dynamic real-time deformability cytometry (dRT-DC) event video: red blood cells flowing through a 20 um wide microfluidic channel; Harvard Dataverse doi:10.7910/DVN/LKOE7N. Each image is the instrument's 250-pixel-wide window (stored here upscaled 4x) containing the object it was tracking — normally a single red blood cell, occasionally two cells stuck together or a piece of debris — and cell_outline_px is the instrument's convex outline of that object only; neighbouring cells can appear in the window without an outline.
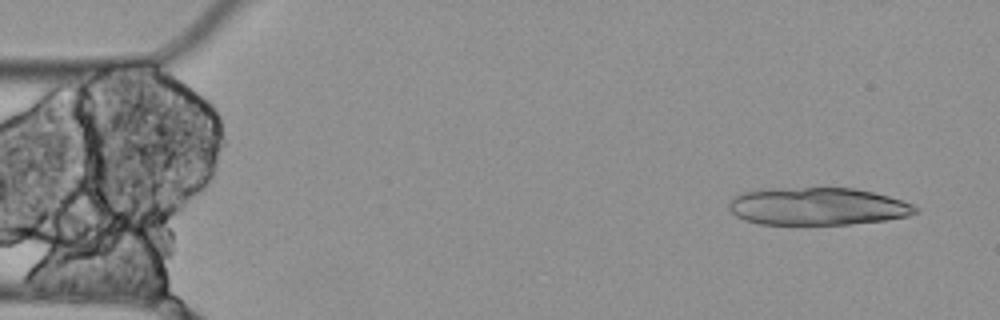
{"species": "Egyptian fruit bat (a non-hibernating species)", "species_latin": "Rousettus aegyptiacus", "temperature_condition": "cold", "stored_images_in_passage": 4, "camera_frame_rate_fps": 3000, "um_per_image_px": 0.085, "animal": {"sex": "female"}, "frame": {"image": 1, "passage_image": 1, "time_ms": 0.0, "image_size_px": [1000, 320], "cell_outline_px": [[920, 212], [908, 216], [884, 220], [848, 224], [760, 224], [744, 220], [736, 216], [728, 208], [728, 200], [732, 196], [744, 192], [776, 188], [852, 188], [872, 192], [888, 196], [912, 204], [920, 208]], "centroid_in_image_um": [69.47, 17.54], "position_along_channel_um": 15.5, "area_um2": 40.86}}